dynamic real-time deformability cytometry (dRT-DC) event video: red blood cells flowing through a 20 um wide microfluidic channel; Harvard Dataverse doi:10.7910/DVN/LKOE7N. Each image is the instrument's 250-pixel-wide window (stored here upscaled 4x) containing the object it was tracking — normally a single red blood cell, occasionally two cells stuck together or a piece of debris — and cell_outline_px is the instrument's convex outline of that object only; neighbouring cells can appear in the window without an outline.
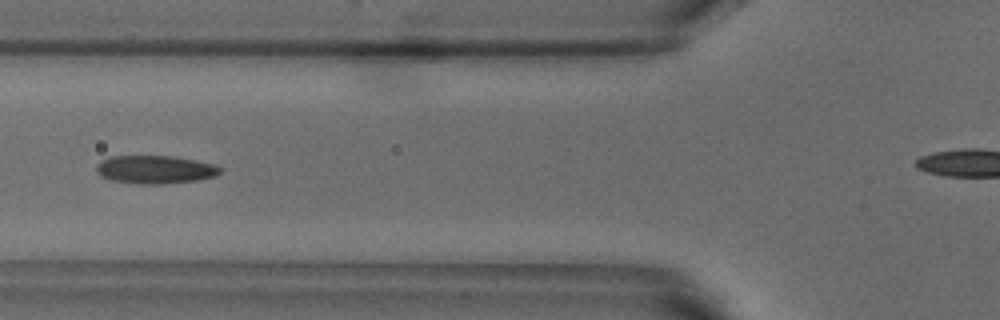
{"species": "common noctule bat (a hibernating species)", "species_latin": "Nyctalus noctula", "temperature_condition": "warm", "stored_images_in_passage": 4, "camera_frame_rate_fps": 3000, "um_per_image_px": 0.085, "animal": {"sex": "male", "body_mass_g": 18.8}, "frame": {"image": 1, "passage_image": 4, "time_ms": 1.0, "image_size_px": [1000, 320], "cell_outline_px": [[220, 172], [216, 176], [196, 180], [164, 184], [136, 184], [108, 180], [100, 176], [96, 172], [96, 164], [100, 160], [108, 156], [176, 156], [216, 164], [220, 168]], "centroid_in_image_um": [13.13, 14.41], "position_along_channel_um": 112.7, "area_um2": 20.69}}